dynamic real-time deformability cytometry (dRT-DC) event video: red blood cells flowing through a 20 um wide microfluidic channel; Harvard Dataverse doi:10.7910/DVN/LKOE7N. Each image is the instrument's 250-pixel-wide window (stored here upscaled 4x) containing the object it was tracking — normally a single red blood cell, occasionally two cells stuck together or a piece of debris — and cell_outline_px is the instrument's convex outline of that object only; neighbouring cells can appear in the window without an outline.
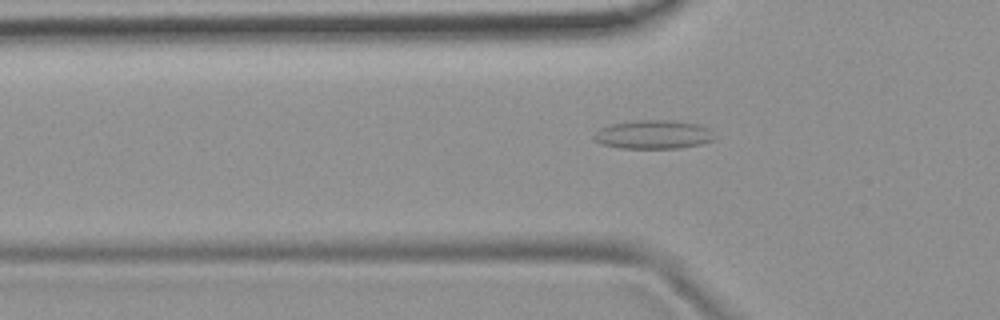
{"species": "common noctule bat (a hibernating species)", "species_latin": "Nyctalus noctula", "temperature_condition": "room temperature", "stored_images_in_passage": 49, "camera_frame_rate_fps": 3000, "um_per_image_px": 0.085, "animal": {"sex": "female", "body_mass_g": 19.9}, "frame": {"image": 1, "passage_image": 16, "time_ms": 5.0, "image_size_px": [1000, 320], "cell_outline_px": [[716, 140], [700, 144], [680, 148], [620, 148], [600, 144], [592, 140], [592, 136], [600, 128], [612, 124], [636, 120], [672, 120], [696, 124], [708, 128], [716, 136]], "centroid_in_image_um": [55.53, 11.44], "position_along_channel_um": 70.3, "area_um2": 20.35}}
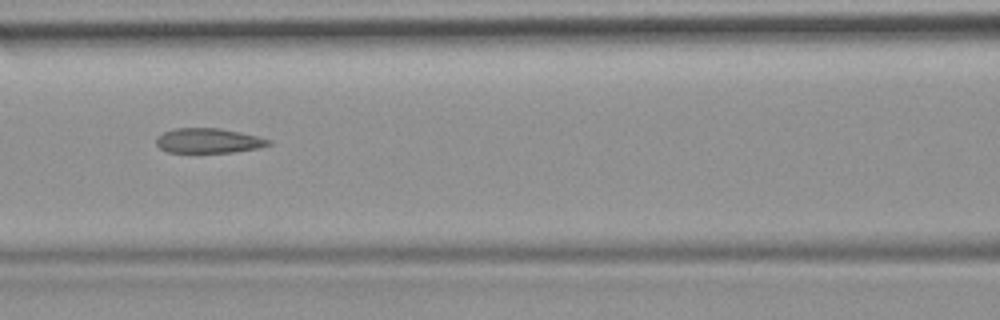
{"frame": {"image": 2, "passage_image": 22, "time_ms": 7.0, "image_size_px": [1000, 320], "cell_outline_px": [[272, 144], [260, 148], [232, 152], [168, 152], [160, 148], [156, 144], [156, 140], [164, 132], [176, 128], [220, 128], [240, 132], [272, 140]], "centroid_in_image_um": [17.76, 11.96], "position_along_channel_um": 148.8, "area_um2": 16.13}}
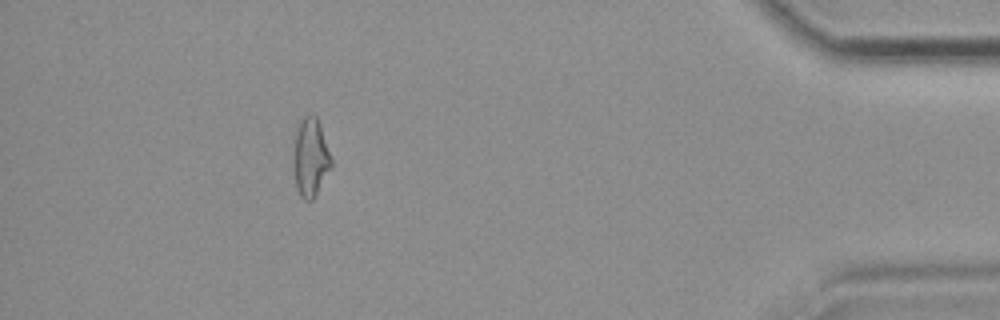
{"frame": {"image": 3, "passage_image": 46, "time_ms": 15.0, "image_size_px": [1000, 320], "cell_outline_px": [[332, 168], [312, 200], [304, 200], [300, 196], [296, 188], [292, 168], [292, 156], [296, 128], [300, 120], [308, 112], [312, 112], [316, 116], [320, 124], [332, 160]], "centroid_in_image_um": [26.36, 13.36], "position_along_channel_um": 408.8, "area_um2": 17.86}, "authors_computed_cell_mechanics": {"area_um2": 17.4556, "velocity_mm_per_s": 3.9128, "shape_relaxation_time_tau1_ms": null, "shape_relaxation_time_tau2_ms": 2.2129, "deformation_change_tau1": null, "deformation_change_tau2": 0.0976}}